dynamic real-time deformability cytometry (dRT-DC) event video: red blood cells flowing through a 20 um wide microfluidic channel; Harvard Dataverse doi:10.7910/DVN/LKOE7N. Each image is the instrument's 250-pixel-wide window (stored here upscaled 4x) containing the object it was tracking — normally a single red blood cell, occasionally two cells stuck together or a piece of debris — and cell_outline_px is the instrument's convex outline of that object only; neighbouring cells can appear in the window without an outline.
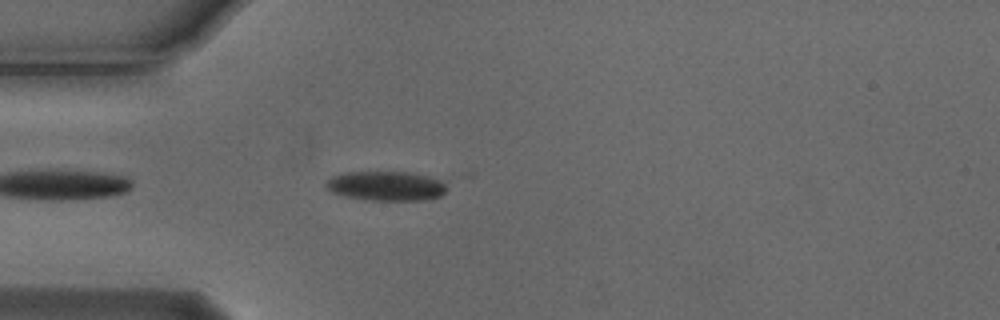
{"species": "Egyptian fruit bat (a non-hibernating species)", "species_latin": "Rousettus aegyptiacus", "temperature_condition": "cold", "stored_images_in_passage": 3, "camera_frame_rate_fps": 3000, "um_per_image_px": 0.085, "animal": {"sex": "male"}, "frame": {"image": 1, "passage_image": 3, "time_ms": 0.667, "image_size_px": [1000, 320], "cell_outline_px": [[444, 192], [440, 196], [424, 200], [368, 200], [348, 196], [332, 192], [324, 184], [332, 176], [344, 172], [412, 172], [428, 176], [440, 180], [444, 184]], "centroid_in_image_um": [32.8, 15.8], "position_along_channel_um": 52.2, "area_um2": 20.52}}